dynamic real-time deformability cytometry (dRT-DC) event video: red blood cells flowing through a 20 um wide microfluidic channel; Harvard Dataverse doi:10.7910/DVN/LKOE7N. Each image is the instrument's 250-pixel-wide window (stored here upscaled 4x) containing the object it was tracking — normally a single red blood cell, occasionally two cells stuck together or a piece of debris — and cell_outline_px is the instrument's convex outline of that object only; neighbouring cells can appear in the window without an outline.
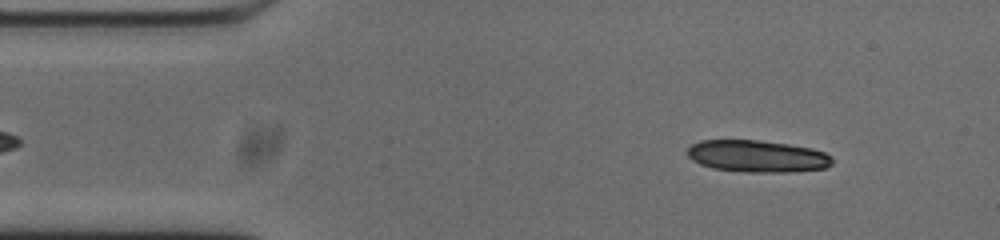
{"species": "common noctule bat (a hibernating species)", "species_latin": "Nyctalus noctula", "temperature_condition": "cold", "stored_images_in_passage": 51, "segment_of_instrument_passage": [1, 2], "camera_frame_rate_fps": 3000, "um_per_image_px": 0.085, "animal": {"sex": "male", "body_mass_g": 20.0, "forearm_length_mm": 53.3}, "frame": {"image": 1, "passage_image": 5, "time_ms": 1.333, "image_size_px": [1000, 240], "cell_outline_px": [[832, 164], [824, 168], [792, 172], [752, 172], [712, 168], [700, 164], [692, 160], [684, 152], [692, 144], [700, 140], [760, 140], [788, 144], [812, 148], [824, 152], [832, 156]], "centroid_in_image_um": [64.35, 13.27], "position_along_channel_um": 20.6, "area_um2": 27.11}}